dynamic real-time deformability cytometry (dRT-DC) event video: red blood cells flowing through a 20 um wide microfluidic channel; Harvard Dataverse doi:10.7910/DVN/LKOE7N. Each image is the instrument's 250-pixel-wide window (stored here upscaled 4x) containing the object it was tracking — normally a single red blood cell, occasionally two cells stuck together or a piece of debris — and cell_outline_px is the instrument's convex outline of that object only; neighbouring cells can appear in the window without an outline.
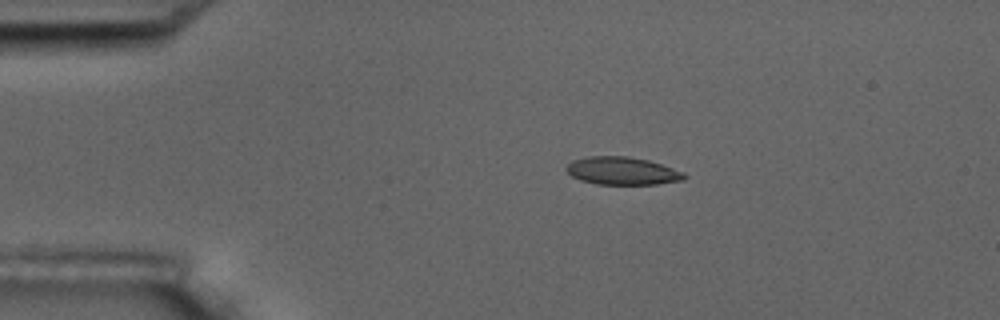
{"species": "common noctule bat (a hibernating species)", "species_latin": "Nyctalus noctula", "temperature_condition": "room temperature", "stored_images_in_passage": 5, "camera_frame_rate_fps": 3000, "um_per_image_px": 0.085, "animal": {"sex": "male", "body_mass_g": 17.5, "forearm_length_mm": 52.3}, "frame": {"image": 1, "passage_image": 2, "time_ms": 1.0, "image_size_px": [1000, 320], "cell_outline_px": [[688, 176], [684, 180], [656, 184], [596, 184], [580, 180], [572, 176], [564, 168], [572, 160], [588, 156], [628, 156], [648, 160], [684, 172]], "centroid_in_image_um": [52.88, 14.52], "position_along_channel_um": 32.1, "area_um2": 19.13}}